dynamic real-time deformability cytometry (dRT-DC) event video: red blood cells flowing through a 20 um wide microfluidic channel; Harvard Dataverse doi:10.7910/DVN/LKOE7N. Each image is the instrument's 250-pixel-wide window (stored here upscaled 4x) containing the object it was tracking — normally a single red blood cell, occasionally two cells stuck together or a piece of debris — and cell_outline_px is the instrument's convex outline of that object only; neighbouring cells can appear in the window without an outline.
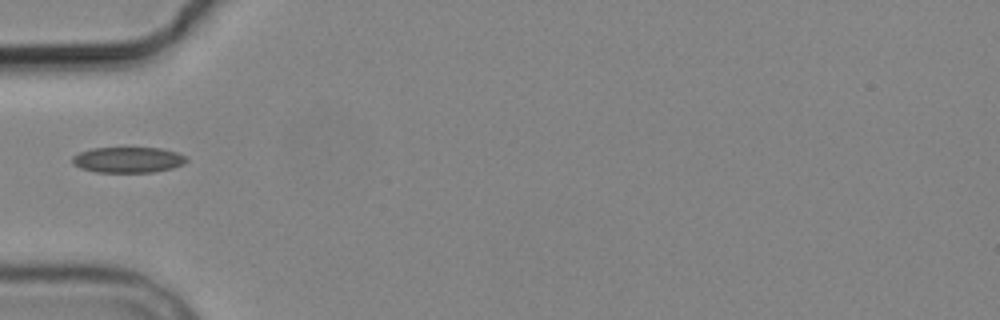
{"species": "common noctule bat (a hibernating species)", "species_latin": "Nyctalus noctula", "temperature_condition": "cold", "stored_images_in_passage": 1, "camera_frame_rate_fps": 3000, "um_per_image_px": 0.085, "animal": {"sex": "male", "body_mass_g": 19.2, "forearm_length_mm": 51.8}, "frame": {"image": 1, "passage_image": 1, "time_ms": 0.0, "image_size_px": [1000, 320], "cell_outline_px": [[188, 160], [184, 164], [172, 168], [152, 172], [96, 172], [80, 168], [72, 164], [72, 156], [80, 152], [92, 148], [160, 148], [176, 152], [184, 156]], "centroid_in_image_um": [10.86, 13.59], "position_along_channel_um": 74.1, "area_um2": 17.05}}